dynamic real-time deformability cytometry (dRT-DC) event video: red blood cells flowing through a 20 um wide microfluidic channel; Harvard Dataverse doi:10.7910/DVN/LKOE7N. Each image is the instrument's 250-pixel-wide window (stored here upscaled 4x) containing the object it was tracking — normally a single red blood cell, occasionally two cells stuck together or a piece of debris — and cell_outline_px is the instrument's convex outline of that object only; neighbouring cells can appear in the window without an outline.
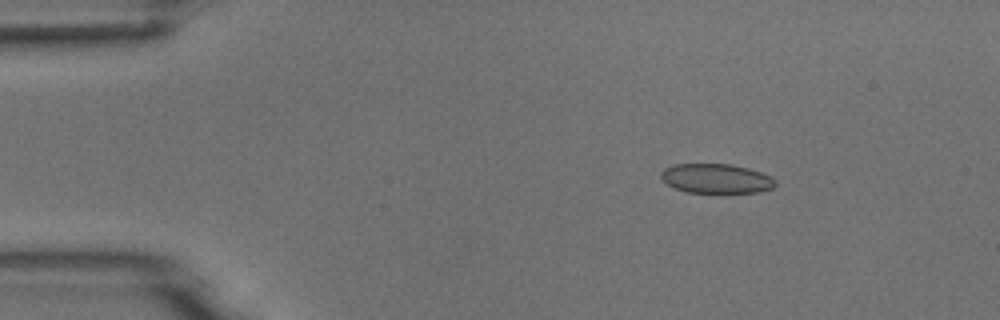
{"species": "common noctule bat (a hibernating species)", "species_latin": "Nyctalus noctula", "temperature_condition": "room temperature", "stored_images_in_passage": 5, "camera_frame_rate_fps": 3000, "um_per_image_px": 0.085, "animal": {"sex": "male", "body_mass_g": 18.8}, "frame": {"image": 1, "passage_image": 3, "time_ms": 0.667, "image_size_px": [1000, 320], "cell_outline_px": [[776, 184], [772, 188], [760, 192], [684, 192], [668, 184], [660, 176], [660, 172], [664, 168], [676, 164], [732, 164], [748, 168], [772, 176], [776, 180]], "centroid_in_image_um": [60.9, 15.17], "position_along_channel_um": 24.1, "area_um2": 19.59}}